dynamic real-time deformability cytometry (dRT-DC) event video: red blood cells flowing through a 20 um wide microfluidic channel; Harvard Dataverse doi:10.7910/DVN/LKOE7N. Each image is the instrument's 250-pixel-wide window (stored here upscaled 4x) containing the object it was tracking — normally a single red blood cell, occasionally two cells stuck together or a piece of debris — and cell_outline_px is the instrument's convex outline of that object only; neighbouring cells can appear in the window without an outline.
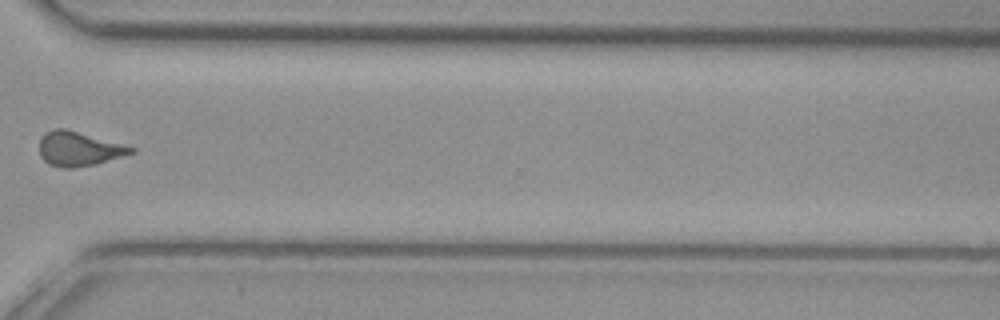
{"species": "common noctule bat (a hibernating species)", "species_latin": "Nyctalus noctula", "temperature_condition": "cold", "stored_images_in_passage": 16, "camera_frame_rate_fps": 3000, "um_per_image_px": 0.085, "animal": {"sex": "female", "body_mass_g": 29.2, "forearm_length_mm": 56.3}, "frame": {"image": 1, "passage_image": 12, "time_ms": 3.667, "image_size_px": [1000, 320], "cell_outline_px": [[136, 152], [96, 164], [72, 168], [64, 168], [48, 164], [40, 156], [40, 136], [44, 132], [52, 128], [64, 128], [136, 148]], "centroid_in_image_um": [6.66, 12.65], "position_along_channel_um": 363.9, "area_um2": 18.32}}